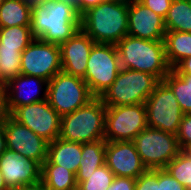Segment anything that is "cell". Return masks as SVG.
Returning a JSON list of instances; mask_svg holds the SVG:
<instances>
[{"label": "cell", "instance_id": "23", "mask_svg": "<svg viewBox=\"0 0 191 190\" xmlns=\"http://www.w3.org/2000/svg\"><path fill=\"white\" fill-rule=\"evenodd\" d=\"M164 23L166 31L191 32V4L187 0H173Z\"/></svg>", "mask_w": 191, "mask_h": 190}, {"label": "cell", "instance_id": "2", "mask_svg": "<svg viewBox=\"0 0 191 190\" xmlns=\"http://www.w3.org/2000/svg\"><path fill=\"white\" fill-rule=\"evenodd\" d=\"M120 69H132L156 76L160 81L171 71L164 41H151L127 35L116 44Z\"/></svg>", "mask_w": 191, "mask_h": 190}, {"label": "cell", "instance_id": "9", "mask_svg": "<svg viewBox=\"0 0 191 190\" xmlns=\"http://www.w3.org/2000/svg\"><path fill=\"white\" fill-rule=\"evenodd\" d=\"M144 104L148 127L177 134L184 114L174 92L164 81L156 85Z\"/></svg>", "mask_w": 191, "mask_h": 190}, {"label": "cell", "instance_id": "42", "mask_svg": "<svg viewBox=\"0 0 191 190\" xmlns=\"http://www.w3.org/2000/svg\"><path fill=\"white\" fill-rule=\"evenodd\" d=\"M58 1L64 2L66 4H69L72 7L76 8L77 11H78V0H58Z\"/></svg>", "mask_w": 191, "mask_h": 190}, {"label": "cell", "instance_id": "22", "mask_svg": "<svg viewBox=\"0 0 191 190\" xmlns=\"http://www.w3.org/2000/svg\"><path fill=\"white\" fill-rule=\"evenodd\" d=\"M32 6L23 0H5L0 5V27L31 24Z\"/></svg>", "mask_w": 191, "mask_h": 190}, {"label": "cell", "instance_id": "10", "mask_svg": "<svg viewBox=\"0 0 191 190\" xmlns=\"http://www.w3.org/2000/svg\"><path fill=\"white\" fill-rule=\"evenodd\" d=\"M147 125L145 104L106 106L104 139L133 141Z\"/></svg>", "mask_w": 191, "mask_h": 190}, {"label": "cell", "instance_id": "34", "mask_svg": "<svg viewBox=\"0 0 191 190\" xmlns=\"http://www.w3.org/2000/svg\"><path fill=\"white\" fill-rule=\"evenodd\" d=\"M135 184V178L115 176L107 190H135Z\"/></svg>", "mask_w": 191, "mask_h": 190}, {"label": "cell", "instance_id": "25", "mask_svg": "<svg viewBox=\"0 0 191 190\" xmlns=\"http://www.w3.org/2000/svg\"><path fill=\"white\" fill-rule=\"evenodd\" d=\"M163 81L174 92L183 114H191V75L177 74L171 69Z\"/></svg>", "mask_w": 191, "mask_h": 190}, {"label": "cell", "instance_id": "14", "mask_svg": "<svg viewBox=\"0 0 191 190\" xmlns=\"http://www.w3.org/2000/svg\"><path fill=\"white\" fill-rule=\"evenodd\" d=\"M0 171L9 189L41 182L42 166L10 149L0 155Z\"/></svg>", "mask_w": 191, "mask_h": 190}, {"label": "cell", "instance_id": "15", "mask_svg": "<svg viewBox=\"0 0 191 190\" xmlns=\"http://www.w3.org/2000/svg\"><path fill=\"white\" fill-rule=\"evenodd\" d=\"M4 86L6 109L10 115L17 107L47 99L48 81L35 76L20 74Z\"/></svg>", "mask_w": 191, "mask_h": 190}, {"label": "cell", "instance_id": "20", "mask_svg": "<svg viewBox=\"0 0 191 190\" xmlns=\"http://www.w3.org/2000/svg\"><path fill=\"white\" fill-rule=\"evenodd\" d=\"M163 41L166 59L171 69L181 60L191 56V32L166 31Z\"/></svg>", "mask_w": 191, "mask_h": 190}, {"label": "cell", "instance_id": "39", "mask_svg": "<svg viewBox=\"0 0 191 190\" xmlns=\"http://www.w3.org/2000/svg\"><path fill=\"white\" fill-rule=\"evenodd\" d=\"M10 190H43V186H42V183L40 182L35 185L16 187V188H12Z\"/></svg>", "mask_w": 191, "mask_h": 190}, {"label": "cell", "instance_id": "43", "mask_svg": "<svg viewBox=\"0 0 191 190\" xmlns=\"http://www.w3.org/2000/svg\"><path fill=\"white\" fill-rule=\"evenodd\" d=\"M0 190H10L3 179L2 173L0 171Z\"/></svg>", "mask_w": 191, "mask_h": 190}, {"label": "cell", "instance_id": "33", "mask_svg": "<svg viewBox=\"0 0 191 190\" xmlns=\"http://www.w3.org/2000/svg\"><path fill=\"white\" fill-rule=\"evenodd\" d=\"M173 0H139L144 6L165 18Z\"/></svg>", "mask_w": 191, "mask_h": 190}, {"label": "cell", "instance_id": "35", "mask_svg": "<svg viewBox=\"0 0 191 190\" xmlns=\"http://www.w3.org/2000/svg\"><path fill=\"white\" fill-rule=\"evenodd\" d=\"M172 70L177 74L191 75V56L181 60Z\"/></svg>", "mask_w": 191, "mask_h": 190}, {"label": "cell", "instance_id": "16", "mask_svg": "<svg viewBox=\"0 0 191 190\" xmlns=\"http://www.w3.org/2000/svg\"><path fill=\"white\" fill-rule=\"evenodd\" d=\"M105 164L115 176L135 179L147 170L133 141H106Z\"/></svg>", "mask_w": 191, "mask_h": 190}, {"label": "cell", "instance_id": "38", "mask_svg": "<svg viewBox=\"0 0 191 190\" xmlns=\"http://www.w3.org/2000/svg\"><path fill=\"white\" fill-rule=\"evenodd\" d=\"M7 149L3 122H0V155Z\"/></svg>", "mask_w": 191, "mask_h": 190}, {"label": "cell", "instance_id": "37", "mask_svg": "<svg viewBox=\"0 0 191 190\" xmlns=\"http://www.w3.org/2000/svg\"><path fill=\"white\" fill-rule=\"evenodd\" d=\"M8 115L9 114L6 109L5 89L3 85H0V122H3Z\"/></svg>", "mask_w": 191, "mask_h": 190}, {"label": "cell", "instance_id": "40", "mask_svg": "<svg viewBox=\"0 0 191 190\" xmlns=\"http://www.w3.org/2000/svg\"><path fill=\"white\" fill-rule=\"evenodd\" d=\"M23 1L32 6L34 4H45L47 2H53V1H57V0H23Z\"/></svg>", "mask_w": 191, "mask_h": 190}, {"label": "cell", "instance_id": "11", "mask_svg": "<svg viewBox=\"0 0 191 190\" xmlns=\"http://www.w3.org/2000/svg\"><path fill=\"white\" fill-rule=\"evenodd\" d=\"M62 71L60 47L34 38L21 53V74L50 81Z\"/></svg>", "mask_w": 191, "mask_h": 190}, {"label": "cell", "instance_id": "6", "mask_svg": "<svg viewBox=\"0 0 191 190\" xmlns=\"http://www.w3.org/2000/svg\"><path fill=\"white\" fill-rule=\"evenodd\" d=\"M133 143L147 169H164L181 152L175 134L151 127L141 131Z\"/></svg>", "mask_w": 191, "mask_h": 190}, {"label": "cell", "instance_id": "19", "mask_svg": "<svg viewBox=\"0 0 191 190\" xmlns=\"http://www.w3.org/2000/svg\"><path fill=\"white\" fill-rule=\"evenodd\" d=\"M82 154V144L68 142L60 138L55 139L48 145L47 158L43 164H56L72 171L78 172Z\"/></svg>", "mask_w": 191, "mask_h": 190}, {"label": "cell", "instance_id": "5", "mask_svg": "<svg viewBox=\"0 0 191 190\" xmlns=\"http://www.w3.org/2000/svg\"><path fill=\"white\" fill-rule=\"evenodd\" d=\"M160 80L152 75L132 69H120L111 86L99 97L106 106L145 103Z\"/></svg>", "mask_w": 191, "mask_h": 190}, {"label": "cell", "instance_id": "13", "mask_svg": "<svg viewBox=\"0 0 191 190\" xmlns=\"http://www.w3.org/2000/svg\"><path fill=\"white\" fill-rule=\"evenodd\" d=\"M6 146L29 160L37 161L41 166L47 158L49 142L39 137L27 126L14 120L10 115L3 121Z\"/></svg>", "mask_w": 191, "mask_h": 190}, {"label": "cell", "instance_id": "21", "mask_svg": "<svg viewBox=\"0 0 191 190\" xmlns=\"http://www.w3.org/2000/svg\"><path fill=\"white\" fill-rule=\"evenodd\" d=\"M41 183L43 189L77 190L76 175L56 164H42Z\"/></svg>", "mask_w": 191, "mask_h": 190}, {"label": "cell", "instance_id": "31", "mask_svg": "<svg viewBox=\"0 0 191 190\" xmlns=\"http://www.w3.org/2000/svg\"><path fill=\"white\" fill-rule=\"evenodd\" d=\"M181 151L191 144V114H184L176 134Z\"/></svg>", "mask_w": 191, "mask_h": 190}, {"label": "cell", "instance_id": "7", "mask_svg": "<svg viewBox=\"0 0 191 190\" xmlns=\"http://www.w3.org/2000/svg\"><path fill=\"white\" fill-rule=\"evenodd\" d=\"M120 71L116 44L95 43L90 52L84 81L94 97L107 90Z\"/></svg>", "mask_w": 191, "mask_h": 190}, {"label": "cell", "instance_id": "27", "mask_svg": "<svg viewBox=\"0 0 191 190\" xmlns=\"http://www.w3.org/2000/svg\"><path fill=\"white\" fill-rule=\"evenodd\" d=\"M114 177L113 172L104 164L91 174H76L77 190H107Z\"/></svg>", "mask_w": 191, "mask_h": 190}, {"label": "cell", "instance_id": "44", "mask_svg": "<svg viewBox=\"0 0 191 190\" xmlns=\"http://www.w3.org/2000/svg\"><path fill=\"white\" fill-rule=\"evenodd\" d=\"M182 152L187 155L189 158H191V144L187 145Z\"/></svg>", "mask_w": 191, "mask_h": 190}, {"label": "cell", "instance_id": "29", "mask_svg": "<svg viewBox=\"0 0 191 190\" xmlns=\"http://www.w3.org/2000/svg\"><path fill=\"white\" fill-rule=\"evenodd\" d=\"M164 169L187 190L191 189V158L182 151Z\"/></svg>", "mask_w": 191, "mask_h": 190}, {"label": "cell", "instance_id": "24", "mask_svg": "<svg viewBox=\"0 0 191 190\" xmlns=\"http://www.w3.org/2000/svg\"><path fill=\"white\" fill-rule=\"evenodd\" d=\"M106 140L82 144L81 163L76 174H91L105 164Z\"/></svg>", "mask_w": 191, "mask_h": 190}, {"label": "cell", "instance_id": "41", "mask_svg": "<svg viewBox=\"0 0 191 190\" xmlns=\"http://www.w3.org/2000/svg\"><path fill=\"white\" fill-rule=\"evenodd\" d=\"M108 1L118 3V4H123V5H126V6H130L134 2H137L139 0H108Z\"/></svg>", "mask_w": 191, "mask_h": 190}, {"label": "cell", "instance_id": "1", "mask_svg": "<svg viewBox=\"0 0 191 190\" xmlns=\"http://www.w3.org/2000/svg\"><path fill=\"white\" fill-rule=\"evenodd\" d=\"M31 33L47 43L62 44L81 28L77 9L61 1L32 5Z\"/></svg>", "mask_w": 191, "mask_h": 190}, {"label": "cell", "instance_id": "18", "mask_svg": "<svg viewBox=\"0 0 191 190\" xmlns=\"http://www.w3.org/2000/svg\"><path fill=\"white\" fill-rule=\"evenodd\" d=\"M166 28L164 18L139 1L128 6V35L137 38L164 40Z\"/></svg>", "mask_w": 191, "mask_h": 190}, {"label": "cell", "instance_id": "26", "mask_svg": "<svg viewBox=\"0 0 191 190\" xmlns=\"http://www.w3.org/2000/svg\"><path fill=\"white\" fill-rule=\"evenodd\" d=\"M30 25L0 27V49L22 51L33 41Z\"/></svg>", "mask_w": 191, "mask_h": 190}, {"label": "cell", "instance_id": "4", "mask_svg": "<svg viewBox=\"0 0 191 190\" xmlns=\"http://www.w3.org/2000/svg\"><path fill=\"white\" fill-rule=\"evenodd\" d=\"M106 105L94 97L86 105L61 117L59 138L68 142L87 143L104 139Z\"/></svg>", "mask_w": 191, "mask_h": 190}, {"label": "cell", "instance_id": "17", "mask_svg": "<svg viewBox=\"0 0 191 190\" xmlns=\"http://www.w3.org/2000/svg\"><path fill=\"white\" fill-rule=\"evenodd\" d=\"M94 44L81 28L60 44L62 72L84 79L87 61Z\"/></svg>", "mask_w": 191, "mask_h": 190}, {"label": "cell", "instance_id": "8", "mask_svg": "<svg viewBox=\"0 0 191 190\" xmlns=\"http://www.w3.org/2000/svg\"><path fill=\"white\" fill-rule=\"evenodd\" d=\"M93 98L82 78L61 71L48 82L47 101L61 117L86 105Z\"/></svg>", "mask_w": 191, "mask_h": 190}, {"label": "cell", "instance_id": "3", "mask_svg": "<svg viewBox=\"0 0 191 190\" xmlns=\"http://www.w3.org/2000/svg\"><path fill=\"white\" fill-rule=\"evenodd\" d=\"M81 29L95 43L117 44L128 35V6L108 0L81 15Z\"/></svg>", "mask_w": 191, "mask_h": 190}, {"label": "cell", "instance_id": "32", "mask_svg": "<svg viewBox=\"0 0 191 190\" xmlns=\"http://www.w3.org/2000/svg\"><path fill=\"white\" fill-rule=\"evenodd\" d=\"M158 190H187L165 169H158Z\"/></svg>", "mask_w": 191, "mask_h": 190}, {"label": "cell", "instance_id": "36", "mask_svg": "<svg viewBox=\"0 0 191 190\" xmlns=\"http://www.w3.org/2000/svg\"><path fill=\"white\" fill-rule=\"evenodd\" d=\"M106 0H78V13L82 15L91 7L97 6Z\"/></svg>", "mask_w": 191, "mask_h": 190}, {"label": "cell", "instance_id": "28", "mask_svg": "<svg viewBox=\"0 0 191 190\" xmlns=\"http://www.w3.org/2000/svg\"><path fill=\"white\" fill-rule=\"evenodd\" d=\"M21 74V52L19 50L0 49V85Z\"/></svg>", "mask_w": 191, "mask_h": 190}, {"label": "cell", "instance_id": "12", "mask_svg": "<svg viewBox=\"0 0 191 190\" xmlns=\"http://www.w3.org/2000/svg\"><path fill=\"white\" fill-rule=\"evenodd\" d=\"M10 116L49 143L59 138L61 116L47 99L17 107Z\"/></svg>", "mask_w": 191, "mask_h": 190}, {"label": "cell", "instance_id": "30", "mask_svg": "<svg viewBox=\"0 0 191 190\" xmlns=\"http://www.w3.org/2000/svg\"><path fill=\"white\" fill-rule=\"evenodd\" d=\"M135 190H158V169H147L137 179Z\"/></svg>", "mask_w": 191, "mask_h": 190}]
</instances>
